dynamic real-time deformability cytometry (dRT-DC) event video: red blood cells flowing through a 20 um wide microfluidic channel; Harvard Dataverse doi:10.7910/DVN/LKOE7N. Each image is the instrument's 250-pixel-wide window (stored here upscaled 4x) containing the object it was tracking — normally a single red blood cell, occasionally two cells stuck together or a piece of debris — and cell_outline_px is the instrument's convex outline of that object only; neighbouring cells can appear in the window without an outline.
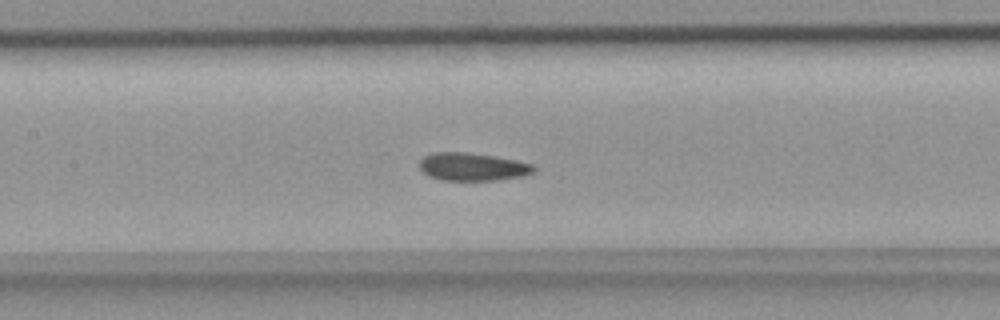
{"species": "common noctule bat (a hibernating species)", "species_latin": "Nyctalus noctula", "temperature_condition": "room temperature", "stored_images_in_passage": 35, "camera_frame_rate_fps": 3000, "um_per_image_px": 0.085, "animal": {"sex": "female", "body_mass_g": 18.4}, "frame": {"image": 1, "passage_image": 9, "time_ms": 2.667, "image_size_px": [1000, 320], "cell_outline_px": [[536, 168], [532, 172], [524, 176], [496, 180], [444, 180], [428, 176], [420, 168], [420, 160], [424, 156], [432, 152], [468, 152], [516, 160], [532, 164]], "centroid_in_image_um": [40.15, 14.17], "position_along_channel_um": 167.2, "area_um2": 18.5}}
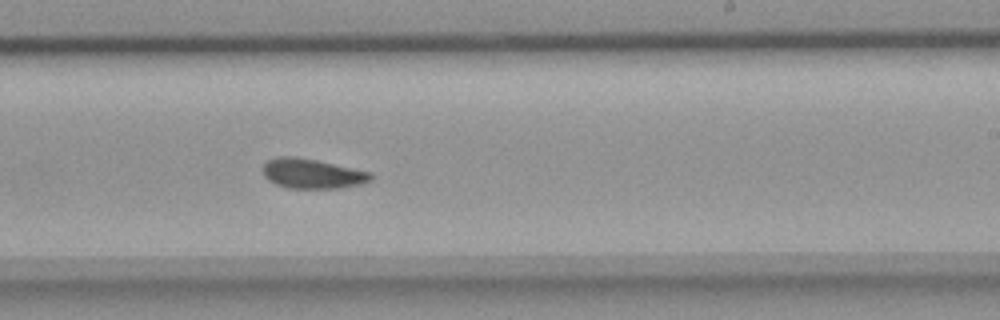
{"frame": {"image": 2, "passage_image": 16, "time_ms": 5.0, "image_size_px": [1000, 320], "cell_outline_px": [[372, 180], [360, 184], [340, 188], [288, 188], [276, 184], [268, 180], [264, 176], [264, 164], [268, 160], [276, 156], [296, 156], [316, 160], [372, 172]], "centroid_in_image_um": [26.54, 14.75], "position_along_channel_um": 262.5, "area_um2": 18.73}}
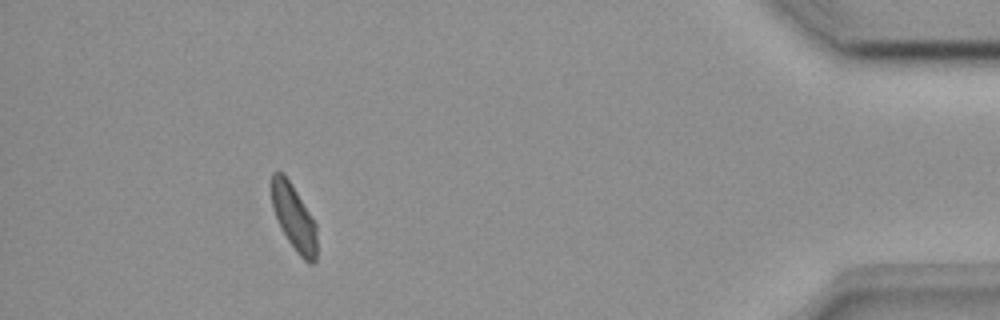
{"frame": {"image": 3, "passage_image": 31, "time_ms": 10.0, "image_size_px": [1000, 320], "cell_outline_px": [[316, 260], [312, 264], [308, 264], [296, 252], [288, 240], [276, 216], [272, 204], [272, 172], [280, 172], [288, 180], [296, 192], [316, 224]], "centroid_in_image_um": [25.0, 18.55], "position_along_channel_um": 410.2, "area_um2": 16.7}}